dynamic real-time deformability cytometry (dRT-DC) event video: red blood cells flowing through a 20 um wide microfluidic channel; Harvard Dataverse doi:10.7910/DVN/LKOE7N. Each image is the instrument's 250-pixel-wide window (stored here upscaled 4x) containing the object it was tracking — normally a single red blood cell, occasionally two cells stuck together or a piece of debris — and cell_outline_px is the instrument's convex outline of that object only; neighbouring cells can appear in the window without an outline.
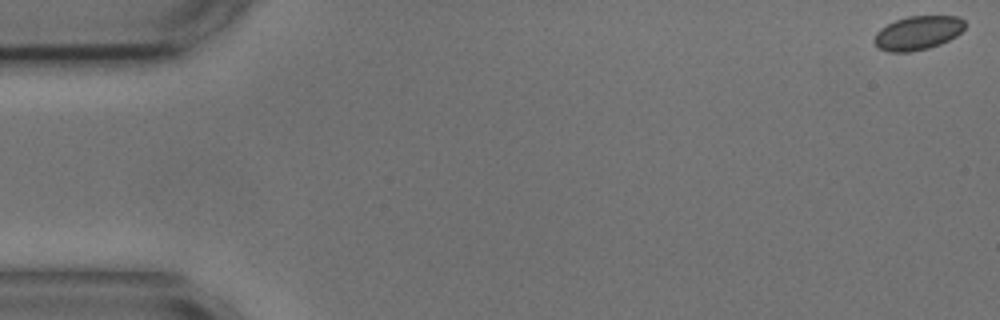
{"species": "common noctule bat (a hibernating species)", "species_latin": "Nyctalus noctula", "temperature_condition": "cold", "stored_images_in_passage": 56, "camera_frame_rate_fps": 3000, "um_per_image_px": 0.085, "animal": {"sex": "male", "body_mass_g": 17.9, "forearm_length_mm": 54.2}, "frame": {"image": 1, "passage_image": 1, "time_ms": 0.0, "image_size_px": [1000, 320], "cell_outline_px": [[964, 28], [956, 36], [940, 44], [928, 48], [908, 52], [888, 52], [880, 48], [872, 40], [876, 32], [880, 28], [896, 20], [908, 16], [960, 16], [964, 20]], "centroid_in_image_um": [78.0, 2.79], "position_along_channel_um": 7.0, "area_um2": 17.86}}
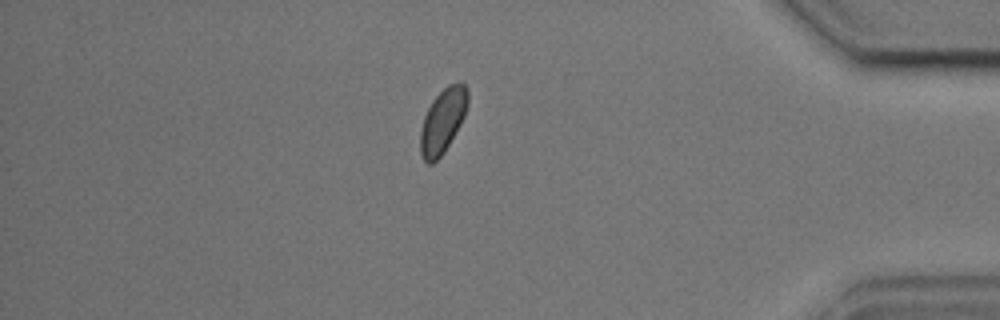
{"frame": {"image": 2, "passage_image": 48, "time_ms": 15.667, "image_size_px": [1000, 320], "cell_outline_px": [[468, 104], [464, 116], [460, 124], [444, 152], [432, 164], [428, 164], [420, 156], [420, 128], [424, 116], [432, 100], [448, 84], [460, 80], [468, 88]], "centroid_in_image_um": [37.63, 10.25], "position_along_channel_um": 397.6, "area_um2": 17.92}}
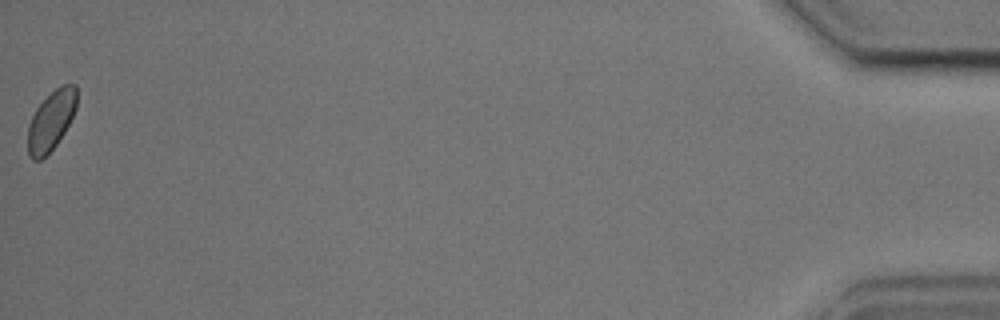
{"frame": {"image": 3, "passage_image": 56, "time_ms": 18.333, "image_size_px": [1000, 320], "cell_outline_px": [[76, 108], [64, 132], [56, 144], [40, 160], [32, 160], [28, 156], [28, 124], [36, 108], [56, 88], [64, 84], [76, 84]], "centroid_in_image_um": [4.32, 10.26], "position_along_channel_um": 430.9, "area_um2": 16.65}, "authors_computed_cell_mechanics": {"area_um2": 18.0047, "velocity_mm_per_s": 3.5787, "shape_relaxation_time_tau1_ms": null, "shape_relaxation_time_tau2_ms": 1.7706, "deformation_change_tau1": null, "deformation_change_tau2": 0.0331}}